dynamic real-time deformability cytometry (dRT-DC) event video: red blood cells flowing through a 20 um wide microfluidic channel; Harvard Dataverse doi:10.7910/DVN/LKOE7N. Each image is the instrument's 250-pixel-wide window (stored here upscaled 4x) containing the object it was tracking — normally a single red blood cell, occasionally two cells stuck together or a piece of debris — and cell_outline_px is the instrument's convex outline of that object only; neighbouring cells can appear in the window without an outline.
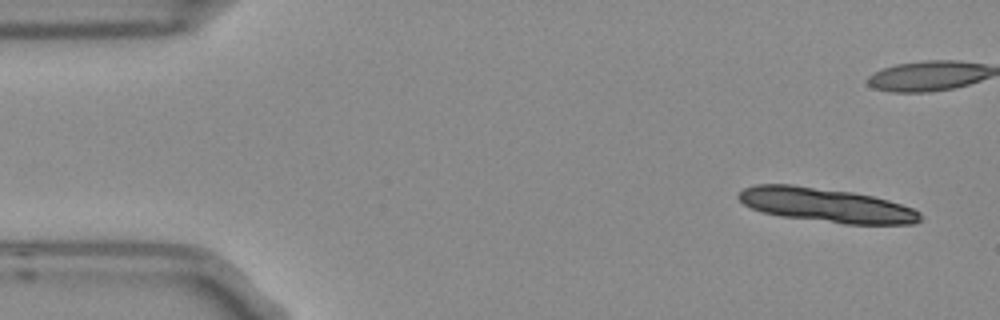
{"species": "Egyptian fruit bat (a non-hibernating species)", "species_latin": "Rousettus aegyptiacus", "temperature_condition": "room temperature", "stored_images_in_passage": 5, "segment_of_instrument_passage": [2, 2], "camera_frame_rate_fps": 3000, "um_per_image_px": 0.085, "frame": {"image": 1, "passage_image": 5, "time_ms": 1.333, "image_size_px": [1000, 320], "cell_outline_px": [[924, 216], [916, 224], [844, 224], [780, 216], [764, 212], [752, 208], [744, 204], [736, 196], [744, 188], [756, 184], [792, 184], [852, 192], [872, 196], [888, 200], [912, 208], [920, 212]], "centroid_in_image_um": [70.24, 17.44], "position_along_channel_um": 14.8, "area_um2": 36.18}}